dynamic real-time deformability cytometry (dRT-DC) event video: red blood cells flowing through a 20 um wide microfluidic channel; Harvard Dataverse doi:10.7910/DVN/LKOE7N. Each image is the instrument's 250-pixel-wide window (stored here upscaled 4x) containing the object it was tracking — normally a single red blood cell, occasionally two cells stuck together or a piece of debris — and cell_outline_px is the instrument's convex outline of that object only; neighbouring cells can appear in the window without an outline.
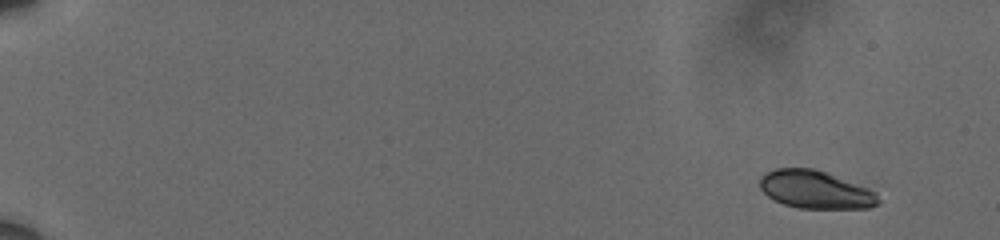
{"species": "human", "species_latin": "Homo sapiens", "temperature_condition": "cold", "stored_images_in_passage": 56, "camera_frame_rate_fps": 3000, "um_per_image_px": 0.085, "donor": {"sex": "male"}, "frame": {"image": 1, "passage_image": 1, "time_ms": 0.0, "image_size_px": [1000, 240], "cell_outline_px": [[880, 204], [868, 208], [800, 208], [784, 204], [768, 196], [760, 188], [760, 176], [764, 172], [776, 168], [812, 168], [828, 172], [868, 188], [876, 192], [880, 200]], "centroid_in_image_um": [69.33, 16.11], "position_along_channel_um": 15.7, "area_um2": 26.3}}
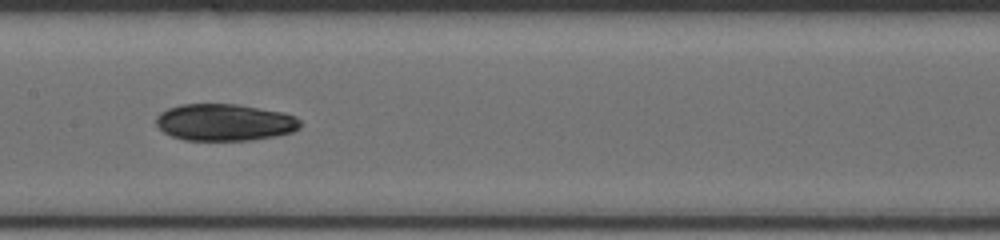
{"frame": {"image": 2, "passage_image": 30, "time_ms": 9.667, "image_size_px": [1000, 240], "cell_outline_px": [[304, 124], [300, 128], [292, 132], [276, 136], [252, 140], [184, 140], [172, 136], [164, 132], [156, 124], [156, 116], [160, 112], [168, 108], [180, 104], [236, 104], [284, 112], [296, 116]], "centroid_in_image_um": [19.13, 10.39], "position_along_channel_um": 188.3, "area_um2": 31.27}}
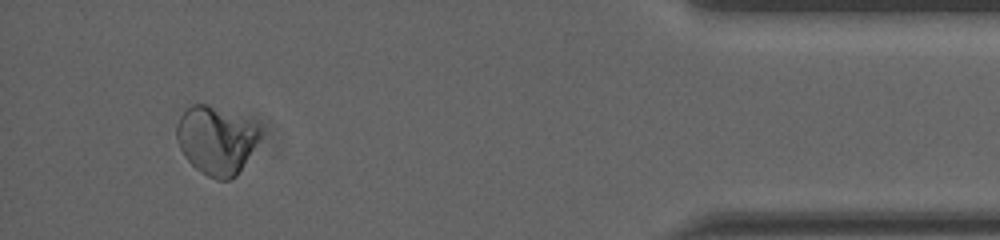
{"frame": {"image": 3, "passage_image": 53, "time_ms": 17.333, "image_size_px": [1000, 240], "cell_outline_px": [[260, 136], [236, 176], [232, 180], [216, 180], [208, 176], [196, 168], [184, 156], [176, 140], [176, 124], [180, 116], [192, 104], [208, 104], [260, 128]], "centroid_in_image_um": [18.3, 11.95], "position_along_channel_um": 416.9, "area_um2": 32.19}, "authors_computed_cell_mechanics": {"area_um2": 30.4895, "velocity_mm_per_s": 3.613, "shape_relaxation_time_tau1_ms": 8.6374, "shape_relaxation_time_tau2_ms": null, "deformation_change_tau1": 0.1071, "deformation_change_tau2": null}}